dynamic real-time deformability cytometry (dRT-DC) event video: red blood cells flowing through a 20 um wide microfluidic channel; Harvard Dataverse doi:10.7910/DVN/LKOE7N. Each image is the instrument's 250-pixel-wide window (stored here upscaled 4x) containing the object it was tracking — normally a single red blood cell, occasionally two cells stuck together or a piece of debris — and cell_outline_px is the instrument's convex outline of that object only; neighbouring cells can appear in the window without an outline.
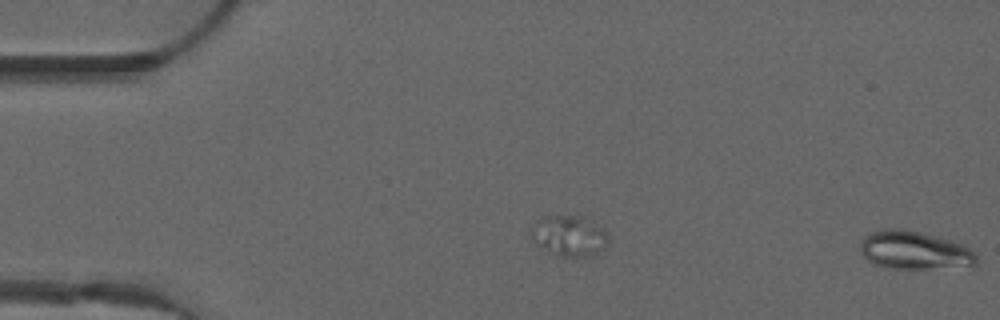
{"species": "common noctule bat (a hibernating species)", "species_latin": "Nyctalus noctula", "temperature_condition": "warm", "stored_images_in_passage": 11, "segment_of_instrument_passage": [2, 2], "camera_frame_rate_fps": 3000, "um_per_image_px": 0.085, "animal": {"sex": "male", "forearm_length_mm": 52.5}, "frame": {"image": 1, "passage_image": 11, "time_ms": 3.333, "image_size_px": [1000, 320], "cell_outline_px": [[976, 264], [928, 268], [884, 268], [872, 264], [860, 252], [860, 240], [864, 236], [872, 232], [884, 228], [904, 228], [952, 240], [976, 252]], "centroid_in_image_um": [77.63, 21.25], "position_along_channel_um": 7.4, "area_um2": 25.78}}